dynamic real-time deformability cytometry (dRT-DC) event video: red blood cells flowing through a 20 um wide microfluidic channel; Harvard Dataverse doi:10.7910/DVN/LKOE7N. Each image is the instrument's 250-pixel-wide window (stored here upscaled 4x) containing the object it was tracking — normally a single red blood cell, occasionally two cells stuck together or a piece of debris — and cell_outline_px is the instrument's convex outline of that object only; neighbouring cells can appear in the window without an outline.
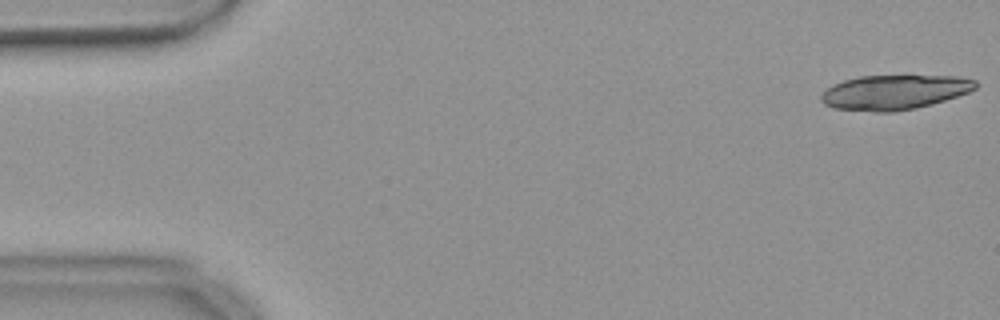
{"species": "common noctule bat (a hibernating species)", "species_latin": "Nyctalus noctula", "temperature_condition": "warm", "stored_images_in_passage": 53, "segment_of_instrument_passage": [1, 2], "camera_frame_rate_fps": 3000, "um_per_image_px": 0.085, "animal": {"sex": "female", "body_mass_g": 18.4}, "frame": {"image": 1, "passage_image": 1, "time_ms": 0.0, "image_size_px": [1000, 320], "cell_outline_px": [[976, 88], [968, 92], [932, 104], [916, 108], [892, 112], [876, 112], [832, 108], [824, 104], [820, 100], [820, 96], [832, 84], [844, 80], [860, 76], [960, 76], [976, 80]], "centroid_in_image_um": [76.0, 7.84], "position_along_channel_um": 9.0, "area_um2": 31.15}}